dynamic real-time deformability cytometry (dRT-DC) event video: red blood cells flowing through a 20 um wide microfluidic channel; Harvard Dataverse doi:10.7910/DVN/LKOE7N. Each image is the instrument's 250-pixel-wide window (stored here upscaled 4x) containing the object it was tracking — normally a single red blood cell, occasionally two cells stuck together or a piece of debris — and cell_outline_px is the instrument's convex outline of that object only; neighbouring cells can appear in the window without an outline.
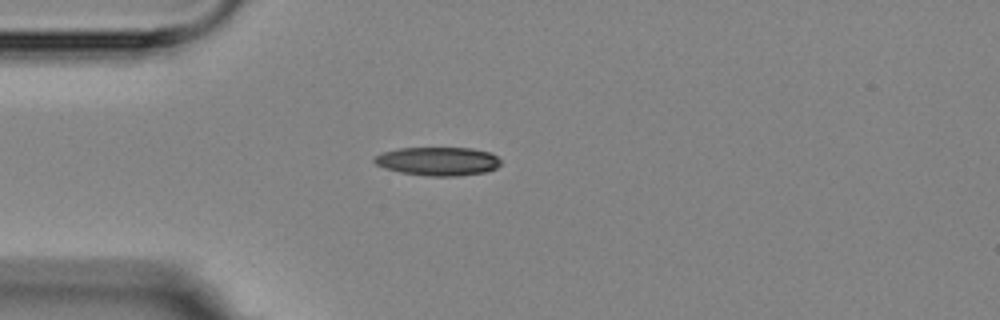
{"species": "Egyptian fruit bat (a non-hibernating species)", "species_latin": "Rousettus aegyptiacus", "temperature_condition": "room temperature", "stored_images_in_passage": 1, "camera_frame_rate_fps": 3000, "um_per_image_px": 0.085, "animal": {"sex": "female"}, "frame": {"image": 1, "passage_image": 1, "time_ms": 0.0, "image_size_px": [1000, 320], "cell_outline_px": [[500, 164], [496, 168], [484, 172], [456, 176], [432, 176], [400, 172], [384, 168], [376, 164], [372, 160], [376, 156], [384, 152], [400, 148], [472, 148], [488, 152], [496, 156], [500, 160]], "centroid_in_image_um": [37.22, 13.7], "position_along_channel_um": 47.8, "area_um2": 20.81}}